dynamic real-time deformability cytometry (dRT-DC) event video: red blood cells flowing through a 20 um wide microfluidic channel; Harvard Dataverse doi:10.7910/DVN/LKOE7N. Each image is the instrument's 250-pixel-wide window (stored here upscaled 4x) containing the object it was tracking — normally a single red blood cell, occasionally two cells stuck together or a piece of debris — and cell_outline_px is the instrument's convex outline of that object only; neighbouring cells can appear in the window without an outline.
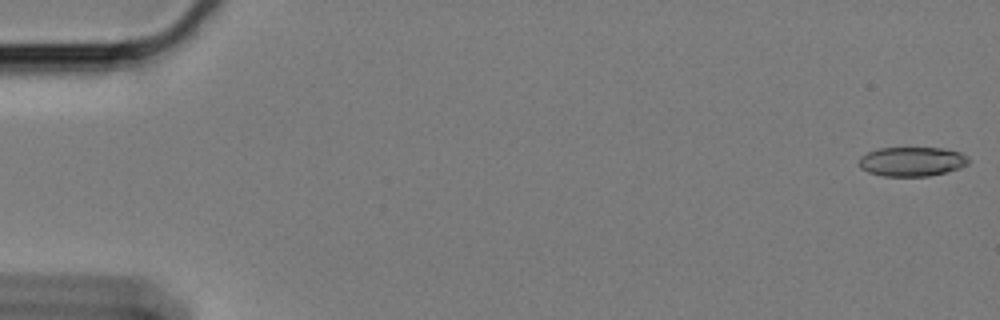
{"species": "Egyptian fruit bat (a non-hibernating species)", "species_latin": "Rousettus aegyptiacus", "temperature_condition": "cold", "stored_images_in_passage": 59, "camera_frame_rate_fps": 3000, "um_per_image_px": 0.085, "animal": {"sex": "female"}, "frame": {"image": 1, "passage_image": 1, "time_ms": 0.0, "image_size_px": [1000, 320], "cell_outline_px": [[972, 160], [968, 164], [960, 168], [928, 176], [884, 176], [868, 172], [860, 168], [860, 156], [868, 152], [880, 148], [944, 148], [960, 152], [968, 156]], "centroid_in_image_um": [77.55, 13.73], "position_along_channel_um": 7.4, "area_um2": 18.79}}
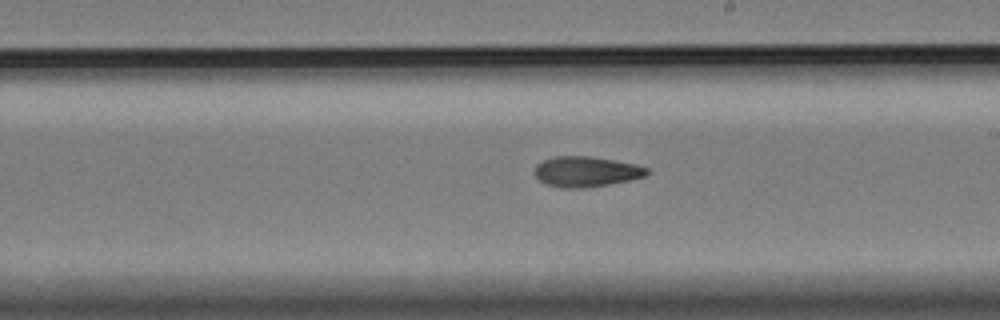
{"frame": {"image": 2, "passage_image": 34, "time_ms": 11.0, "image_size_px": [1000, 320], "cell_outline_px": [[648, 172], [644, 176], [628, 180], [608, 184], [580, 188], [560, 188], [548, 184], [540, 180], [536, 176], [536, 164], [544, 160], [556, 156], [588, 156], [636, 164], [648, 168]], "centroid_in_image_um": [49.81, 14.58], "position_along_channel_um": 239.2, "area_um2": 19.48}}
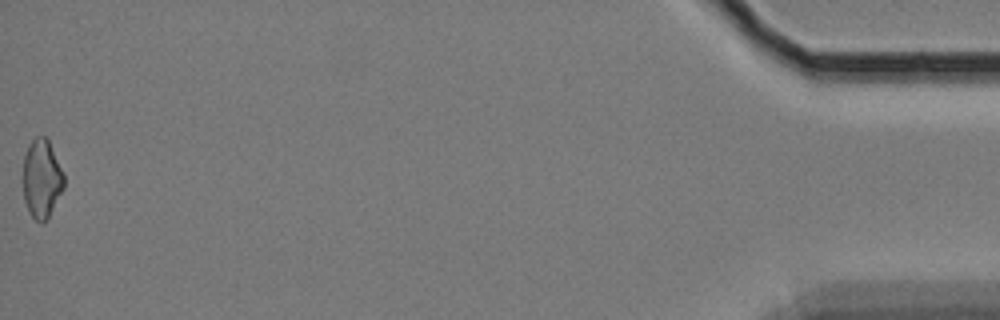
{"frame": {"image": 3, "passage_image": 59, "time_ms": 19.333, "image_size_px": [1000, 320], "cell_outline_px": [[64, 188], [48, 216], [40, 224], [28, 212], [24, 200], [20, 180], [24, 156], [28, 144], [36, 136], [44, 136], [48, 140], [64, 172]], "centroid_in_image_um": [3.5, 15.17], "position_along_channel_um": 431.7, "area_um2": 19.25}, "authors_computed_cell_mechanics": {"area_um2": 19.5364, "velocity_mm_per_s": 3.4211, "shape_relaxation_time_tau1_ms": null, "shape_relaxation_time_tau2_ms": 4.9201, "deformation_change_tau1": null, "deformation_change_tau2": 0.1127}}